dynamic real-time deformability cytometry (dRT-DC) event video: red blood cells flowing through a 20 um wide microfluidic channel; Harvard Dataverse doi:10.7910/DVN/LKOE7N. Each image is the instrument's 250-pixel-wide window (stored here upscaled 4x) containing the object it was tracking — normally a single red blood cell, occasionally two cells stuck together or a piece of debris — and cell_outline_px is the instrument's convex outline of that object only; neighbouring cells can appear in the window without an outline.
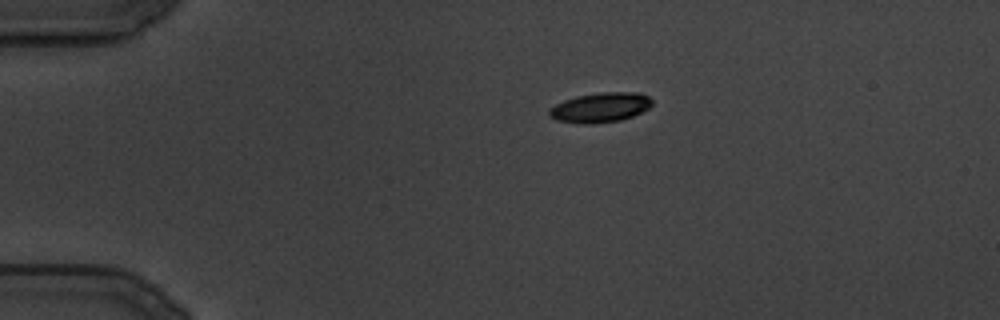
{"species": "common noctule bat (a hibernating species)", "species_latin": "Nyctalus noctula", "temperature_condition": "cold", "stored_images_in_passage": 101, "camera_frame_rate_fps": 3000, "um_per_image_px": 0.085, "animal": {"sex": "male", "body_mass_g": 19.5, "forearm_length_mm": 54.6}, "frame": {"image": 1, "passage_image": 1, "time_ms": 0.0, "image_size_px": [1000, 320], "cell_outline_px": [[652, 104], [648, 108], [632, 116], [620, 120], [592, 124], [580, 124], [556, 120], [548, 116], [548, 108], [564, 100], [576, 96], [600, 92], [640, 92], [648, 96], [652, 100]], "centroid_in_image_um": [50.99, 9.13], "position_along_channel_um": 34.0, "area_um2": 17.98}}
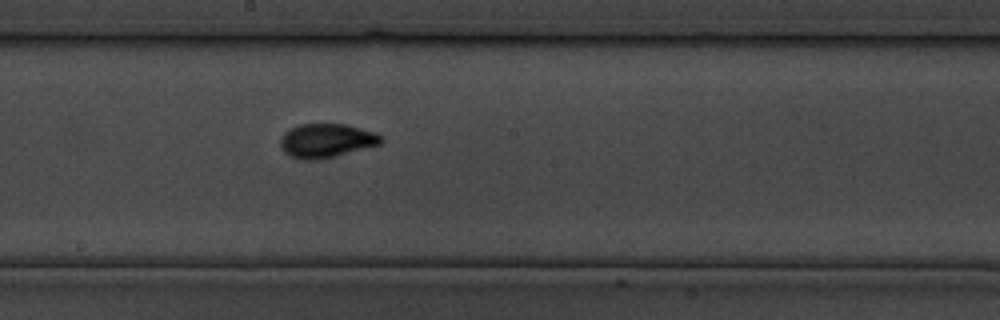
{"frame": {"image": 2, "passage_image": 45, "time_ms": 14.667, "image_size_px": [1000, 320], "cell_outline_px": [[384, 140], [380, 144], [316, 160], [304, 160], [288, 156], [280, 148], [280, 136], [288, 128], [300, 124], [344, 124], [376, 132]], "centroid_in_image_um": [27.67, 11.94], "position_along_channel_um": 220.5, "area_um2": 19.88}}
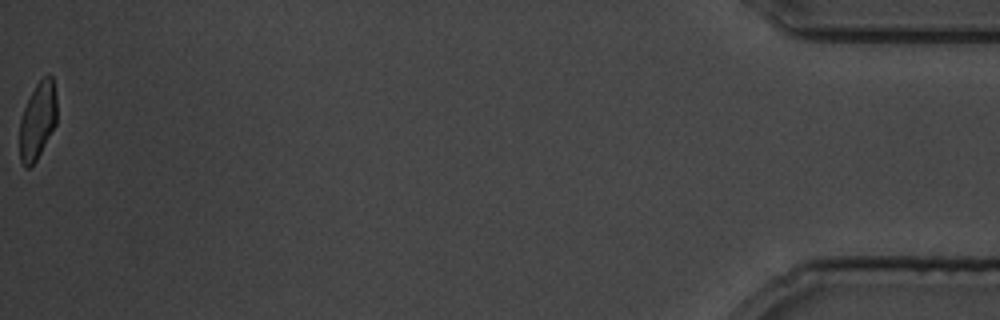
{"frame": {"image": 3, "passage_image": 101, "time_ms": 33.333, "image_size_px": [1000, 320], "cell_outline_px": [[56, 124], [36, 160], [28, 168], [24, 168], [20, 160], [20, 120], [24, 108], [36, 84], [48, 72], [52, 76], [56, 96]], "centroid_in_image_um": [3.2, 10.24], "position_along_channel_um": 432.0, "area_um2": 16.59}}